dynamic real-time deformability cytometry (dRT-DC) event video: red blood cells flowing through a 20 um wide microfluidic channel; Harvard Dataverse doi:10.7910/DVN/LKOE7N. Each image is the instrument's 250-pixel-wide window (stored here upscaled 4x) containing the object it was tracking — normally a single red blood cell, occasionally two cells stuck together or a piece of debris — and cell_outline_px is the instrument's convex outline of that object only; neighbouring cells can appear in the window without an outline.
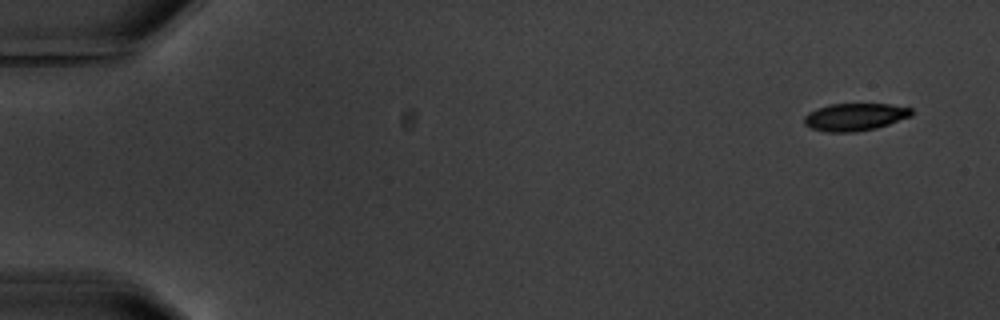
{"species": "common noctule bat (a hibernating species)", "species_latin": "Nyctalus noctula", "temperature_condition": "warm", "stored_images_in_passage": 5, "camera_frame_rate_fps": 3000, "um_per_image_px": 0.085, "animal": {"sex": "male", "body_mass_g": 20.1, "forearm_length_mm": 53.5}, "frame": {"image": 1, "passage_image": 1, "time_ms": 0.0, "image_size_px": [1000, 320], "cell_outline_px": [[912, 116], [876, 128], [856, 132], [824, 132], [812, 128], [804, 124], [804, 116], [808, 112], [816, 108], [832, 104], [888, 104], [912, 108]], "centroid_in_image_um": [72.64, 9.94], "position_along_channel_um": 12.4, "area_um2": 17.22}}
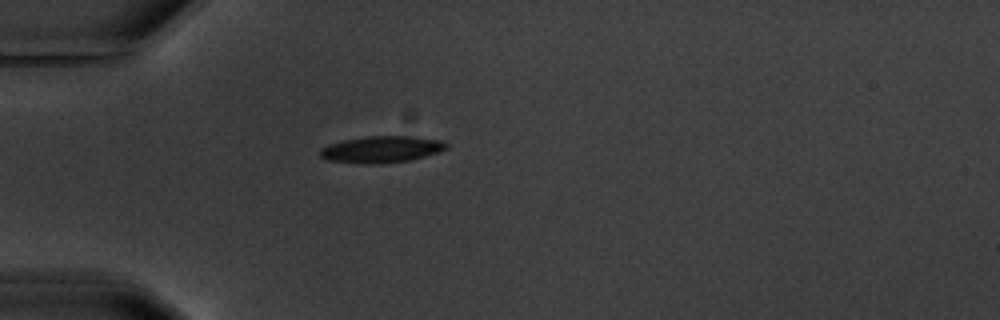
{"frame": {"image": 2, "passage_image": 5, "time_ms": 4.667, "image_size_px": [1000, 320], "cell_outline_px": [[448, 148], [424, 156], [408, 160], [380, 164], [364, 164], [328, 160], [320, 156], [320, 148], [344, 140], [368, 136], [412, 136], [444, 140], [448, 144]], "centroid_in_image_um": [32.45, 12.69], "position_along_channel_um": 52.5, "area_um2": 19.48}}